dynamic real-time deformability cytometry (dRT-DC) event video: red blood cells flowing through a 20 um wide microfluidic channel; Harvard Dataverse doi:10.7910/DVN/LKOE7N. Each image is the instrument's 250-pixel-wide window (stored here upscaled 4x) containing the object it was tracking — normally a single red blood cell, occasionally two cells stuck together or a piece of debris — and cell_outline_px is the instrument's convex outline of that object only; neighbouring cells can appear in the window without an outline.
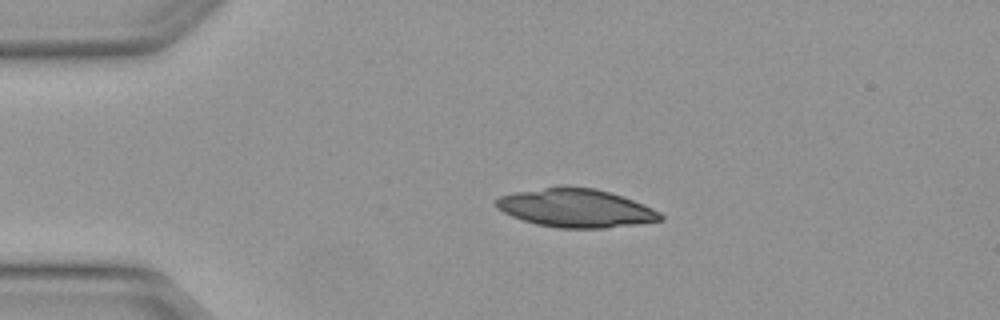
{"species": "Egyptian fruit bat (a non-hibernating species)", "species_latin": "Rousettus aegyptiacus", "temperature_condition": "warm", "stored_images_in_passage": 2, "camera_frame_rate_fps": 3000, "um_per_image_px": 0.085, "animal": {"sex": "female"}, "frame": {"image": 1, "passage_image": 2, "time_ms": 0.333, "image_size_px": [1000, 320], "cell_outline_px": [[664, 220], [640, 224], [608, 228], [556, 228], [536, 224], [512, 216], [496, 208], [492, 204], [492, 200], [500, 196], [516, 192], [560, 184], [568, 184], [596, 188], [644, 204], [660, 212], [664, 216]], "centroid_in_image_um": [48.92, 17.67], "position_along_channel_um": 36.1, "area_um2": 37.57}}